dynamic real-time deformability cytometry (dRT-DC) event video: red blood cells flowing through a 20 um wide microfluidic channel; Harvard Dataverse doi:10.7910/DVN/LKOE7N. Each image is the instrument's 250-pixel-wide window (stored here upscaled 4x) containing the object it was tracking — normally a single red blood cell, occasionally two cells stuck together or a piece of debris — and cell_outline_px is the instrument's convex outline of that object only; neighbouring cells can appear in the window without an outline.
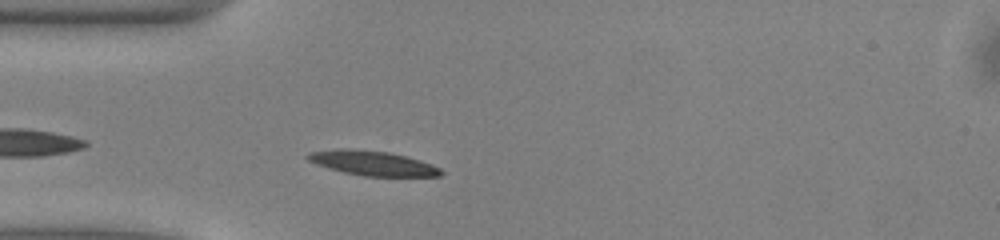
{"species": "common noctule bat (a hibernating species)", "species_latin": "Nyctalus noctula", "temperature_condition": "warm", "stored_images_in_passage": 36, "camera_frame_rate_fps": 3000, "um_per_image_px": 0.085, "animal": {"sex": "male", "body_mass_g": 13.0, "forearm_length_mm": 53.1}, "frame": {"image": 1, "passage_image": 4, "time_ms": 1.0, "image_size_px": [1000, 240], "cell_outline_px": [[444, 172], [440, 176], [364, 176], [344, 172], [328, 168], [316, 164], [308, 160], [304, 156], [308, 152], [336, 148], [352, 148], [388, 152], [420, 160], [432, 164], [440, 168]], "centroid_in_image_um": [31.63, 13.85], "position_along_channel_um": 53.4, "area_um2": 19.25}}
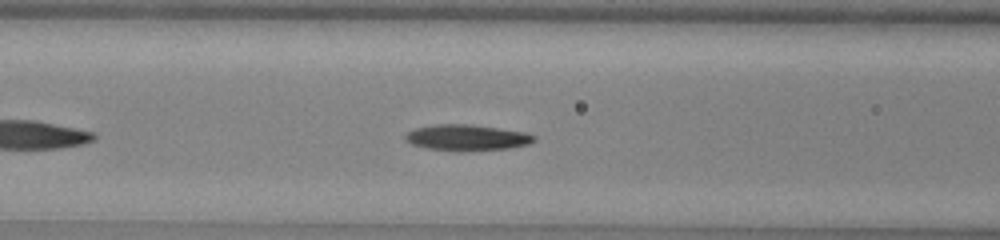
{"frame": {"image": 2, "passage_image": 10, "time_ms": 3.0, "image_size_px": [1000, 240], "cell_outline_px": [[536, 140], [532, 144], [508, 148], [460, 152], [428, 148], [412, 144], [404, 140], [404, 136], [408, 132], [416, 128], [432, 124], [472, 124], [524, 132], [536, 136]], "centroid_in_image_um": [39.7, 11.7], "position_along_channel_um": 126.9, "area_um2": 19.71}}
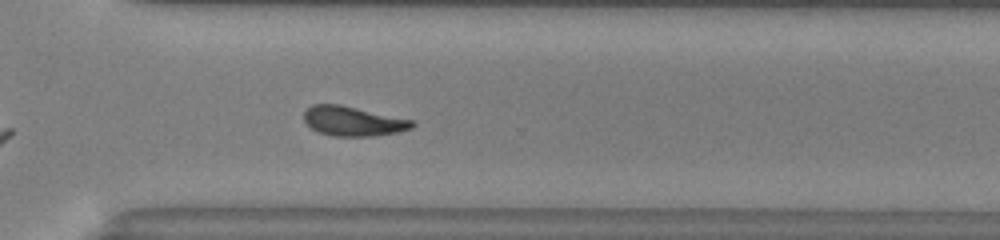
{"frame": {"image": 3, "passage_image": 26, "time_ms": 8.333, "image_size_px": [1000, 240], "cell_outline_px": [[416, 124], [412, 128], [400, 132], [372, 136], [332, 136], [320, 132], [312, 128], [304, 120], [304, 112], [312, 104], [340, 104], [412, 120]], "centroid_in_image_um": [30.02, 10.3], "position_along_channel_um": 340.6, "area_um2": 18.55}, "authors_computed_cell_mechanics": {"area_um2": 18.6694, "velocity_mm_per_s": 4.0176, "shape_relaxation_time_tau1_ms": 4.389, "shape_relaxation_time_tau2_ms": 8.5682, "deformation_change_tau1": 0.151, "deformation_change_tau2": 0.1799}}